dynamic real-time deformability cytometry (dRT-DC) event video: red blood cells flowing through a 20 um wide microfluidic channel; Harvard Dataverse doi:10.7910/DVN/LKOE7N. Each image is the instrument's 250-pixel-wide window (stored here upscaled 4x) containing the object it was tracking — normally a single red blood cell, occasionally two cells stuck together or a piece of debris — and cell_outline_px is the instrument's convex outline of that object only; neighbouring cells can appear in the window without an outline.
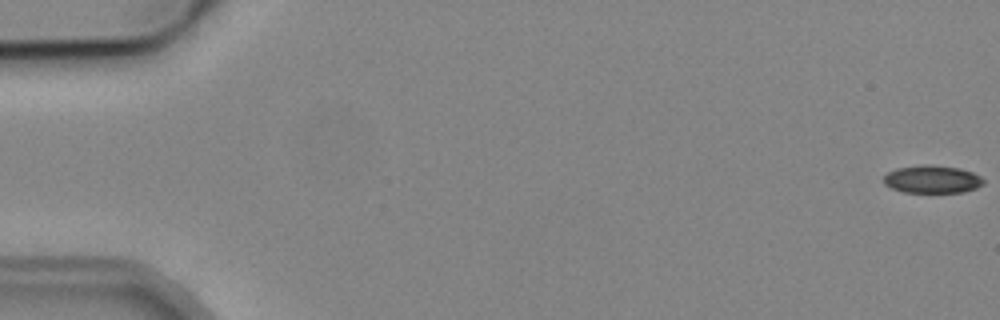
{"species": "common noctule bat (a hibernating species)", "species_latin": "Nyctalus noctula", "temperature_condition": "cold", "stored_images_in_passage": 6, "camera_frame_rate_fps": 3000, "um_per_image_px": 0.085, "animal": {"sex": "male", "body_mass_g": 19.2, "forearm_length_mm": 51.8}, "frame": {"image": 1, "passage_image": 1, "time_ms": 0.0, "image_size_px": [1000, 320], "cell_outline_px": [[984, 184], [976, 188], [960, 192], [904, 192], [892, 188], [884, 184], [884, 176], [888, 172], [896, 168], [920, 164], [928, 164], [960, 168], [972, 172], [980, 176], [984, 180]], "centroid_in_image_um": [79.23, 15.22], "position_along_channel_um": 5.8, "area_um2": 16.18}}
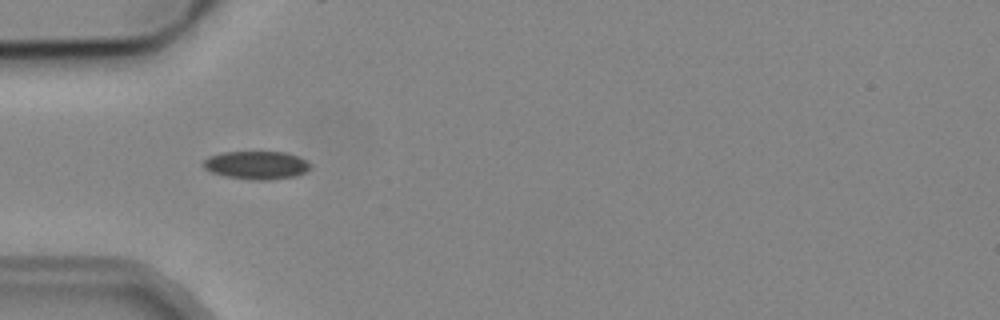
{"frame": {"image": 2, "passage_image": 5, "time_ms": 5.667, "image_size_px": [1000, 320], "cell_outline_px": [[308, 168], [304, 172], [296, 176], [272, 180], [252, 180], [224, 176], [212, 172], [204, 168], [204, 160], [208, 156], [220, 152], [288, 152], [304, 160], [308, 164]], "centroid_in_image_um": [21.75, 14.04], "position_along_channel_um": 63.2, "area_um2": 17.46}}